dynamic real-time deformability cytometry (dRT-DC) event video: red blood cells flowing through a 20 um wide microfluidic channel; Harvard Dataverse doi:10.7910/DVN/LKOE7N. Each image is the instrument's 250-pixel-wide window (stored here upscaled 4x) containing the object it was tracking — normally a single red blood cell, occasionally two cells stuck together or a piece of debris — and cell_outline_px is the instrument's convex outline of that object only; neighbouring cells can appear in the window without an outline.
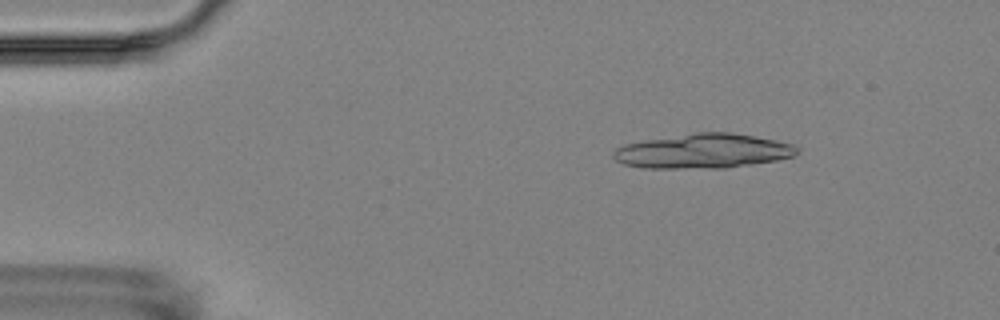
{"species": "Egyptian fruit bat (a non-hibernating species)", "species_latin": "Rousettus aegyptiacus", "temperature_condition": "room temperature", "stored_images_in_passage": 4, "camera_frame_rate_fps": 3000, "um_per_image_px": 0.085, "animal": {"sex": "female"}, "frame": {"image": 1, "passage_image": 1, "time_ms": 0.0, "image_size_px": [1000, 320], "cell_outline_px": [[800, 152], [792, 156], [776, 160], [752, 164], [724, 168], [644, 168], [624, 164], [616, 160], [612, 156], [612, 152], [616, 148], [624, 144], [644, 140], [696, 132], [732, 132], [776, 140], [792, 144], [800, 148]], "centroid_in_image_um": [59.77, 12.84], "position_along_channel_um": 25.2, "area_um2": 37.05}}
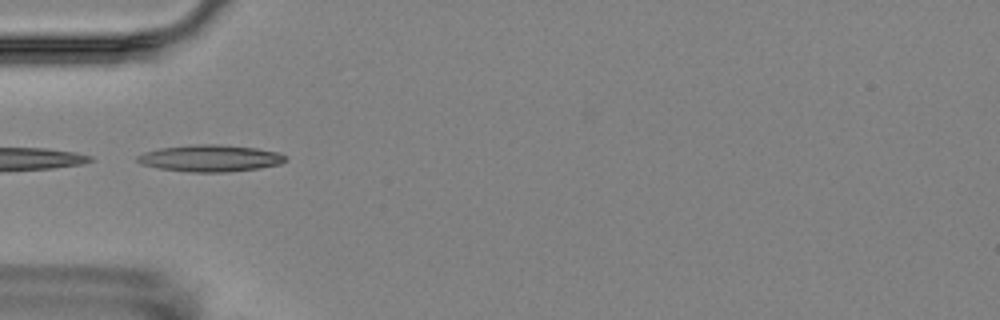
{"frame": {"image": 2, "passage_image": 3, "time_ms": 3.333, "image_size_px": [1000, 320], "cell_outline_px": [[288, 160], [280, 164], [260, 168], [228, 172], [188, 172], [160, 168], [140, 164], [136, 160], [136, 156], [144, 152], [160, 148], [196, 144], [220, 144], [256, 148], [280, 152], [288, 156]], "centroid_in_image_um": [17.91, 13.45], "position_along_channel_um": 67.1, "area_um2": 23.35}}
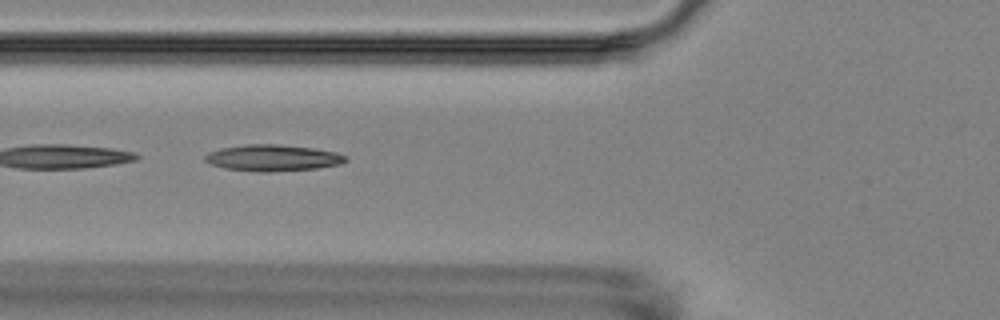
{"frame": {"image": 3, "passage_image": 4, "time_ms": 4.333, "image_size_px": [1000, 320], "cell_outline_px": [[348, 160], [340, 164], [316, 168], [268, 172], [260, 172], [224, 168], [212, 164], [204, 160], [204, 156], [208, 152], [220, 148], [244, 144], [276, 144], [312, 148], [336, 152], [348, 156]], "centroid_in_image_um": [23.17, 13.41], "position_along_channel_um": 102.6, "area_um2": 21.62}}